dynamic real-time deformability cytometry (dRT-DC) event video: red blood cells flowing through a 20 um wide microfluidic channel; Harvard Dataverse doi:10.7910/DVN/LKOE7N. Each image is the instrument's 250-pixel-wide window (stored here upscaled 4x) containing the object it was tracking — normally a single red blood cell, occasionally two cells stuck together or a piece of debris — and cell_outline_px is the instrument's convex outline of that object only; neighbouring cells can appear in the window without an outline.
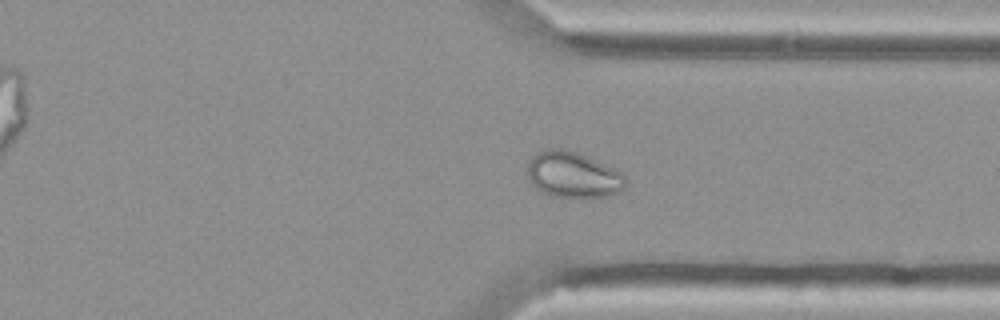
{"species": "Egyptian fruit bat (a non-hibernating species)", "species_latin": "Rousettus aegyptiacus", "temperature_condition": "cold", "stored_images_in_passage": 47, "camera_frame_rate_fps": 3000, "um_per_image_px": 0.085, "animal": {"sex": "female"}, "frame": {"image": 1, "passage_image": 34, "time_ms": 11.0, "image_size_px": [1000, 320], "cell_outline_px": [[628, 184], [620, 192], [608, 196], [552, 196], [536, 188], [528, 180], [528, 160], [536, 152], [548, 148], [564, 148], [576, 152], [604, 164], [620, 172], [624, 176]], "centroid_in_image_um": [48.68, 14.84], "position_along_channel_um": 362.7, "area_um2": 26.07}, "authors_computed_cell_mechanics": {"area_um2": 26.8192, "velocity_mm_per_s": 3.642, "shape_relaxation_time_tau1_ms": null, "shape_relaxation_time_tau2_ms": 1.6168, "deformation_change_tau1": null, "deformation_change_tau2": 0.0412}}